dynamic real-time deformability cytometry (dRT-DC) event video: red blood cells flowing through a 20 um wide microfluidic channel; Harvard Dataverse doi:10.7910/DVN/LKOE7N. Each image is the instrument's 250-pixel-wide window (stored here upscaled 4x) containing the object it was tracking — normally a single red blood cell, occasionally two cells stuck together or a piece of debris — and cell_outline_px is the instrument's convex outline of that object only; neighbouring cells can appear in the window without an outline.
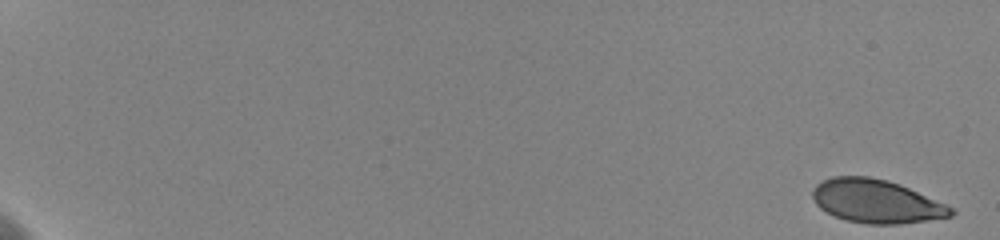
{"species": "human", "species_latin": "Homo sapiens", "temperature_condition": "cold", "stored_images_in_passage": 13, "camera_frame_rate_fps": 3000, "um_per_image_px": 0.085, "donor": {"sex": "female"}, "frame": {"image": 1, "passage_image": 1, "time_ms": 0.0, "image_size_px": [1000, 240], "cell_outline_px": [[956, 212], [952, 216], [900, 224], [868, 224], [848, 220], [836, 216], [820, 208], [816, 204], [812, 196], [812, 188], [816, 184], [832, 176], [868, 176], [888, 180], [900, 184], [956, 208]], "centroid_in_image_um": [74.51, 17.1], "position_along_channel_um": 10.5, "area_um2": 35.08}}
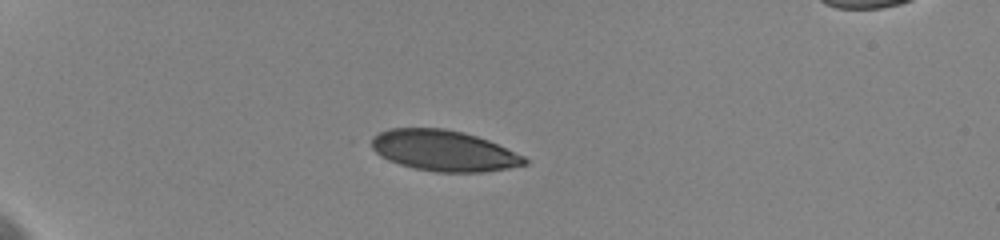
{"frame": {"image": 2, "passage_image": 7, "time_ms": 5.667, "image_size_px": [1000, 240], "cell_outline_px": [[528, 164], [508, 168], [484, 172], [436, 172], [416, 168], [400, 164], [388, 160], [380, 156], [364, 140], [388, 128], [444, 128], [464, 132], [488, 140], [524, 156], [528, 160]], "centroid_in_image_um": [37.66, 12.79], "position_along_channel_um": 47.3, "area_um2": 36.7}}